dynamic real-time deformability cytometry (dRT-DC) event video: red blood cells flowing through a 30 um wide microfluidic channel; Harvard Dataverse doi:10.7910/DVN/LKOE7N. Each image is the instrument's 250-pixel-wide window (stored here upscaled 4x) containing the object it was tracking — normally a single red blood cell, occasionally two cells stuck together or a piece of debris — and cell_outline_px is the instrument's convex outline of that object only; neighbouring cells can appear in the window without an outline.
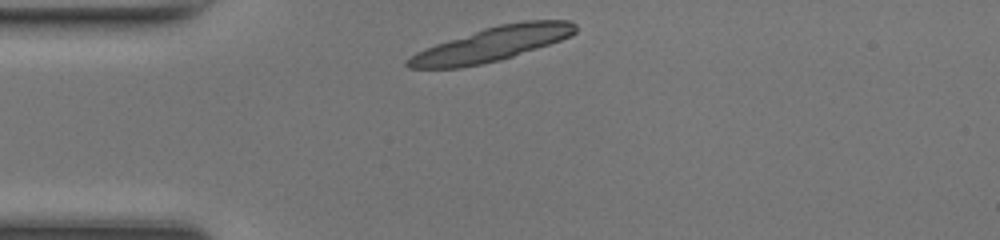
{"species": "common noctule bat (a hibernating species)", "species_latin": "Nyctalus noctula", "temperature_condition": "room temperature", "stored_images_in_passage": 30, "camera_frame_rate_fps": 3000, "um_per_image_px": 0.085, "animal": {"sex": "female", "body_mass_g": 17.0, "forearm_length_mm": 48.0}, "frame": {"image": 1, "passage_image": 1, "time_ms": 0.0, "image_size_px": [1000, 240], "cell_outline_px": [[576, 32], [560, 40], [500, 60], [460, 68], [408, 68], [404, 64], [404, 60], [416, 52], [424, 48], [484, 28], [500, 24], [524, 20], [572, 20], [576, 24]], "centroid_in_image_um": [41.77, 3.75], "position_along_channel_um": 43.2, "area_um2": 33.18}, "authors_computed_cell_mechanics": {"area_um2": 17.6579, "velocity_mm_per_s": 4.2153, "shape_relaxation_time_tau1_ms": 0.376, "shape_relaxation_time_tau2_ms": 11.014, "deformation_change_tau1": 0.2164, "deformation_change_tau2": 0.2338}}